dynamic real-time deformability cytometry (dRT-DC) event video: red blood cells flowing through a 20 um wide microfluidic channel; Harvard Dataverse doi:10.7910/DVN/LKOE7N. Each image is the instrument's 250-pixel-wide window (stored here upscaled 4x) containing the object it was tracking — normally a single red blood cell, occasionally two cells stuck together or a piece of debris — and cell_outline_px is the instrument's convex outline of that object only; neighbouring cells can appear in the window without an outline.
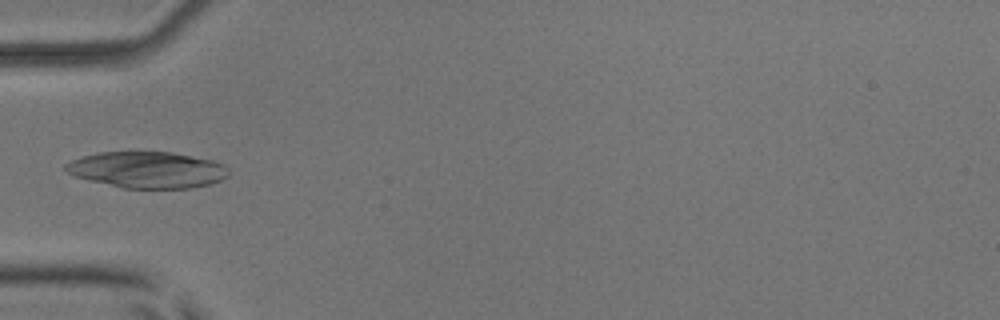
{"species": "common noctule bat (a hibernating species)", "species_latin": "Nyctalus noctula", "temperature_condition": "room temperature", "stored_images_in_passage": 6, "camera_frame_rate_fps": 3000, "um_per_image_px": 0.085, "animal": {"sex": "male", "body_mass_g": 17.9, "forearm_length_mm": 54.2}, "frame": {"image": 1, "passage_image": 5, "time_ms": 5.667, "image_size_px": [1000, 320], "cell_outline_px": [[228, 176], [212, 184], [192, 188], [124, 188], [88, 180], [72, 176], [64, 168], [64, 164], [80, 156], [96, 152], [172, 152], [212, 160], [224, 164], [228, 168]], "centroid_in_image_um": [12.5, 14.43], "position_along_channel_um": 72.5, "area_um2": 34.74}}
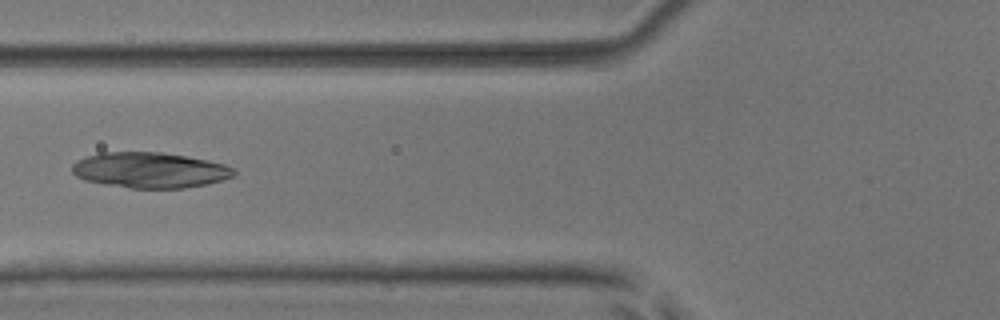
{"frame": {"image": 2, "passage_image": 6, "time_ms": 6.667, "image_size_px": [1000, 320], "cell_outline_px": [[236, 172], [232, 176], [208, 184], [184, 188], [132, 188], [104, 184], [84, 180], [76, 176], [72, 172], [72, 164], [76, 160], [100, 152], [160, 152], [184, 156], [224, 164], [236, 168]], "centroid_in_image_um": [12.71, 14.46], "position_along_channel_um": 113.1, "area_um2": 33.41}}